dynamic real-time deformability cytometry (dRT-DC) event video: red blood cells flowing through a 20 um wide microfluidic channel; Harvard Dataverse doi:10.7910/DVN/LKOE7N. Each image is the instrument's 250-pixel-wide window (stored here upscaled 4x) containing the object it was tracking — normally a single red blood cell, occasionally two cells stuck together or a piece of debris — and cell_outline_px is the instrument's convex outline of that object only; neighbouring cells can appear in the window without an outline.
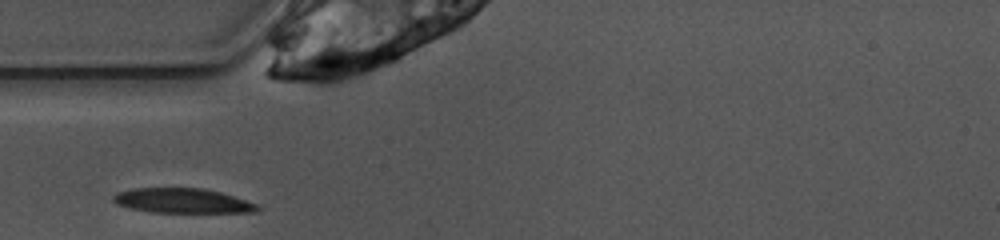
{"species": "common noctule bat (a hibernating species)", "species_latin": "Nyctalus noctula", "temperature_condition": "warm", "stored_images_in_passage": 23, "camera_frame_rate_fps": 3000, "um_per_image_px": 0.085, "animal": {"sex": "female", "body_mass_g": 10.0, "forearm_length_mm": 53.1}, "frame": {"image": 1, "passage_image": 1, "time_ms": 0.0, "image_size_px": [1000, 240], "cell_outline_px": [[260, 208], [256, 212], [148, 212], [128, 208], [116, 204], [112, 200], [112, 196], [116, 192], [132, 188], [204, 188], [220, 192], [256, 204]], "centroid_in_image_um": [15.42, 17.06], "position_along_channel_um": 69.6, "area_um2": 20.75}}
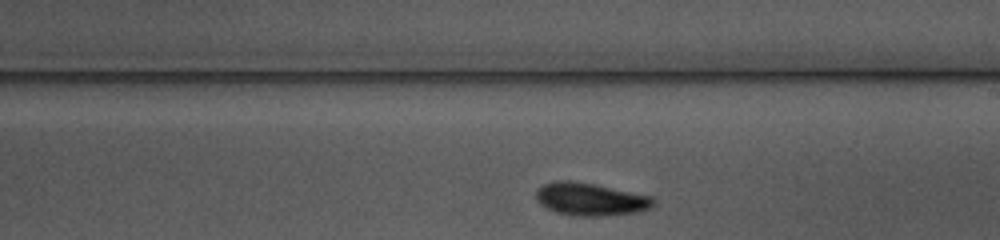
{"frame": {"image": 2, "passage_image": 14, "time_ms": 4.333, "image_size_px": [1000, 240], "cell_outline_px": [[656, 200], [652, 208], [640, 212], [604, 216], [576, 216], [556, 212], [540, 204], [536, 200], [536, 192], [544, 184], [556, 180], [572, 180], [652, 196]], "centroid_in_image_um": [50.22, 16.94], "position_along_channel_um": 238.8, "area_um2": 22.43}}
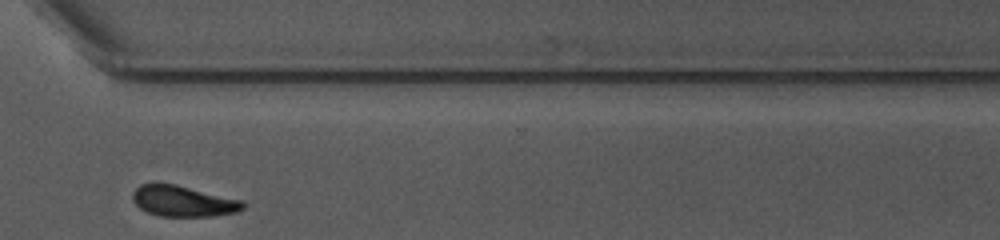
{"frame": {"image": 3, "passage_image": 23, "time_ms": 7.333, "image_size_px": [1000, 240], "cell_outline_px": [[244, 208], [236, 212], [212, 216], [160, 216], [148, 212], [140, 208], [132, 200], [132, 192], [140, 184], [152, 180], [176, 184], [244, 200]], "centroid_in_image_um": [15.52, 17.05], "position_along_channel_um": 355.1, "area_um2": 20.35}}